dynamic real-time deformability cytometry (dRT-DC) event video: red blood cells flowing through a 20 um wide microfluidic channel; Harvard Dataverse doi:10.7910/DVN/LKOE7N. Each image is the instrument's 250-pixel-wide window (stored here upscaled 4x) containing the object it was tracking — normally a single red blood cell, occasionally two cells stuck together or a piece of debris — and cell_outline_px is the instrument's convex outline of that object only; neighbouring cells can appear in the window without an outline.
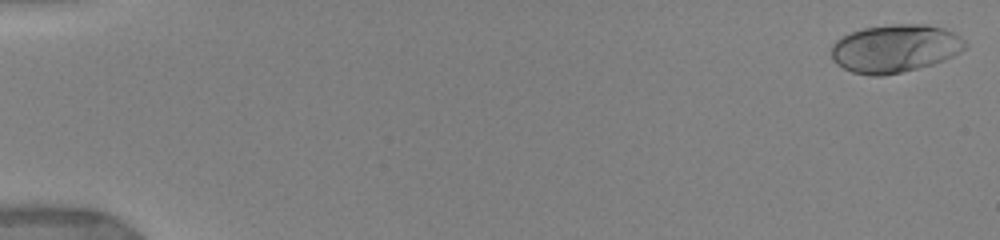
{"species": "human", "species_latin": "Homo sapiens", "temperature_condition": "warm", "stored_images_in_passage": 15, "camera_frame_rate_fps": 3000, "um_per_image_px": 0.085, "donor": {"sex": "female"}, "frame": {"image": 1, "passage_image": 1, "time_ms": 0.0, "image_size_px": [1000, 240], "cell_outline_px": [[968, 44], [960, 52], [944, 60], [932, 64], [900, 72], [880, 76], [872, 76], [852, 72], [836, 64], [832, 60], [832, 44], [836, 40], [852, 32], [864, 28], [896, 24], [928, 24], [944, 28], [960, 36]], "centroid_in_image_um": [76.08, 4.11], "position_along_channel_um": 8.9, "area_um2": 37.22}}